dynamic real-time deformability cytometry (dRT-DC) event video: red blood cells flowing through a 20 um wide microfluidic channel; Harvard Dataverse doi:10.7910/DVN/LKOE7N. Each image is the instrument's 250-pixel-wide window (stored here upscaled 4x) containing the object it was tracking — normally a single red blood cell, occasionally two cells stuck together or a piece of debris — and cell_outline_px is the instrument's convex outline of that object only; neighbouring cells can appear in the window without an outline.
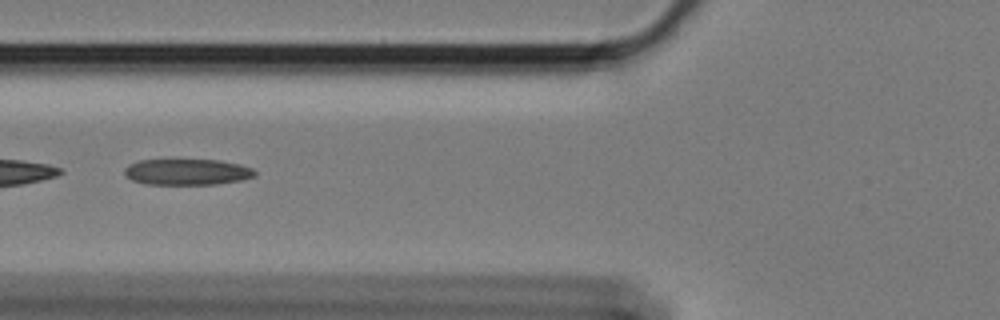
{"species": "Egyptian fruit bat (a non-hibernating species)", "species_latin": "Rousettus aegyptiacus", "temperature_condition": "cold", "stored_images_in_passage": 30, "segment_of_instrument_passage": [2, 2], "camera_frame_rate_fps": 3000, "um_per_image_px": 0.085, "animal": {"sex": "female"}, "frame": {"image": 1, "passage_image": 23, "time_ms": 7.333, "image_size_px": [1000, 320], "cell_outline_px": [[256, 176], [240, 180], [216, 184], [144, 184], [132, 180], [124, 176], [124, 168], [128, 164], [140, 160], [220, 160], [240, 164], [252, 168], [256, 172]], "centroid_in_image_um": [15.88, 14.61], "position_along_channel_um": 109.9, "area_um2": 19.88}}